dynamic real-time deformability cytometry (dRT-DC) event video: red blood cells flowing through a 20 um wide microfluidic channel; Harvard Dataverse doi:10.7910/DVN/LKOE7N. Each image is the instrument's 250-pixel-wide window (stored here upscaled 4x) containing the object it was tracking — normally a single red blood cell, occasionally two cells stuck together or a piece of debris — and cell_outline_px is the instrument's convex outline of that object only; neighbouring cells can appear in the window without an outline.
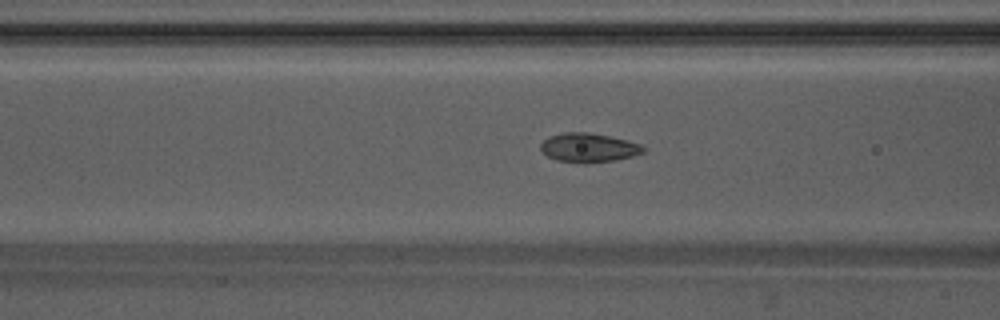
{"species": "Egyptian fruit bat (a non-hibernating species)", "species_latin": "Rousettus aegyptiacus", "temperature_condition": "warm", "stored_images_in_passage": 52, "camera_frame_rate_fps": 3000, "um_per_image_px": 0.085, "animal": {"sex": "male"}, "frame": {"image": 1, "passage_image": 19, "time_ms": 6.0, "image_size_px": [1000, 320], "cell_outline_px": [[648, 148], [644, 152], [632, 156], [612, 160], [584, 164], [556, 160], [548, 156], [540, 148], [540, 144], [544, 140], [552, 136], [564, 132], [588, 132], [608, 136], [640, 144]], "centroid_in_image_um": [50.03, 12.56], "position_along_channel_um": 116.6, "area_um2": 17.22}}
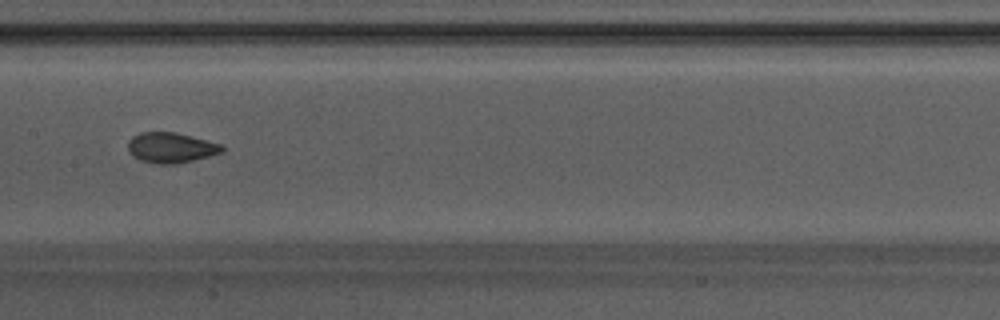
{"frame": {"image": 2, "passage_image": 25, "time_ms": 8.0, "image_size_px": [1000, 320], "cell_outline_px": [[224, 152], [176, 164], [156, 164], [140, 160], [128, 148], [128, 140], [132, 136], [140, 132], [176, 132], [220, 144], [224, 148]], "centroid_in_image_um": [14.53, 12.54], "position_along_channel_um": 192.9, "area_um2": 16.42}}
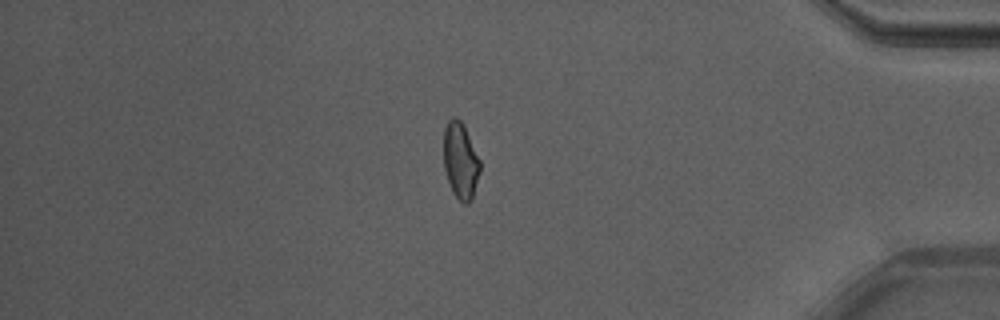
{"frame": {"image": 3, "passage_image": 44, "time_ms": 14.333, "image_size_px": [1000, 320], "cell_outline_px": [[480, 172], [472, 200], [468, 204], [464, 204], [452, 192], [444, 168], [444, 128], [448, 120], [452, 116], [456, 116], [464, 124], [480, 160]], "centroid_in_image_um": [39.15, 13.64], "position_along_channel_um": 396.1, "area_um2": 16.36}, "authors_computed_cell_mechanics": {"area_um2": 16.4152, "velocity_mm_per_s": 3.8101, "shape_relaxation_time_tau1_ms": 8.9355, "shape_relaxation_time_tau2_ms": 0.9516, "deformation_change_tau1": 0.1873, "deformation_change_tau2": 0.0533}}